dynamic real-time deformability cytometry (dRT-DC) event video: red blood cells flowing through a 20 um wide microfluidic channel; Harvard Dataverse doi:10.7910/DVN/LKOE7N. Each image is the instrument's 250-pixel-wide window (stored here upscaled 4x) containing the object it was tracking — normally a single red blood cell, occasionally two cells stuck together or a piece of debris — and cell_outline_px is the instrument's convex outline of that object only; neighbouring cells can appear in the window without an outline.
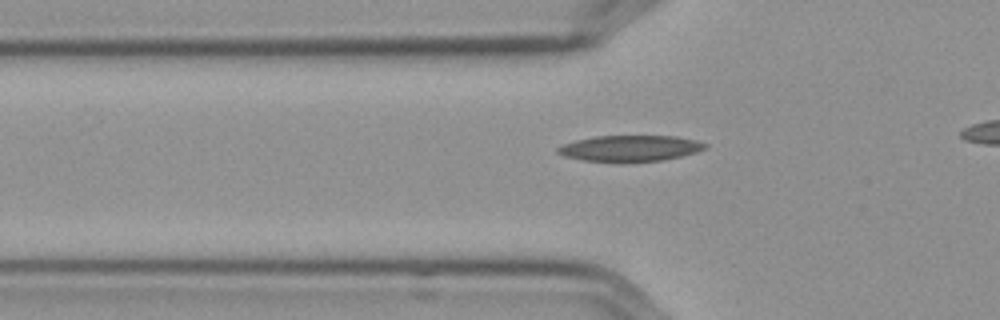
{"species": "Egyptian fruit bat (a non-hibernating species)", "species_latin": "Rousettus aegyptiacus", "temperature_condition": "cold", "stored_images_in_passage": 34, "camera_frame_rate_fps": 3000, "um_per_image_px": 0.085, "frame": {"image": 1, "passage_image": 4, "time_ms": 1.0, "image_size_px": [1000, 320], "cell_outline_px": [[708, 148], [696, 152], [680, 156], [660, 160], [620, 164], [584, 160], [564, 156], [556, 152], [556, 148], [564, 144], [576, 140], [592, 136], [676, 136], [696, 140], [708, 144]], "centroid_in_image_um": [53.54, 12.62], "position_along_channel_um": 72.3, "area_um2": 22.83}}
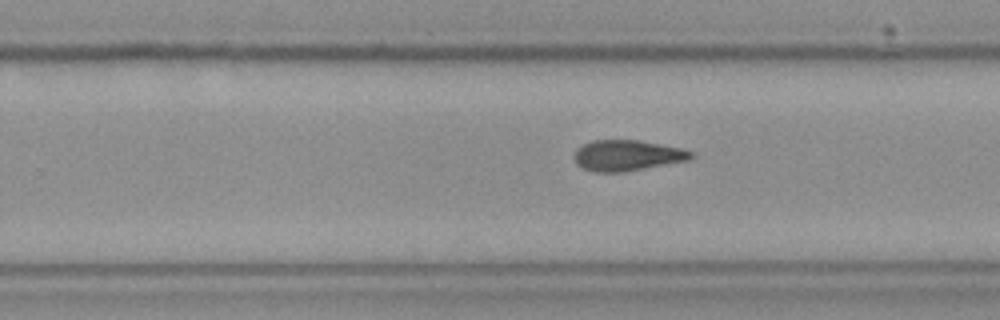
{"frame": {"image": 2, "passage_image": 21, "time_ms": 6.667, "image_size_px": [1000, 320], "cell_outline_px": [[692, 156], [688, 160], [624, 172], [596, 172], [584, 168], [576, 164], [576, 148], [592, 140], [636, 140], [680, 148], [692, 152]], "centroid_in_image_um": [53.28, 13.21], "position_along_channel_um": 276.5, "area_um2": 20.52}}
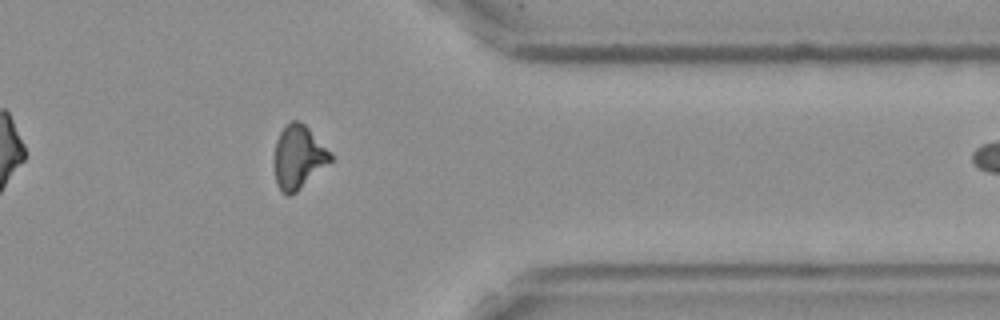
{"frame": {"image": 3, "passage_image": 31, "time_ms": 10.0, "image_size_px": [1000, 320], "cell_outline_px": [[332, 160], [296, 192], [288, 196], [276, 184], [272, 164], [272, 160], [276, 140], [284, 124], [292, 120], [300, 120], [332, 152]], "centroid_in_image_um": [25.32, 13.32], "position_along_channel_um": 386.1, "area_um2": 21.1}}